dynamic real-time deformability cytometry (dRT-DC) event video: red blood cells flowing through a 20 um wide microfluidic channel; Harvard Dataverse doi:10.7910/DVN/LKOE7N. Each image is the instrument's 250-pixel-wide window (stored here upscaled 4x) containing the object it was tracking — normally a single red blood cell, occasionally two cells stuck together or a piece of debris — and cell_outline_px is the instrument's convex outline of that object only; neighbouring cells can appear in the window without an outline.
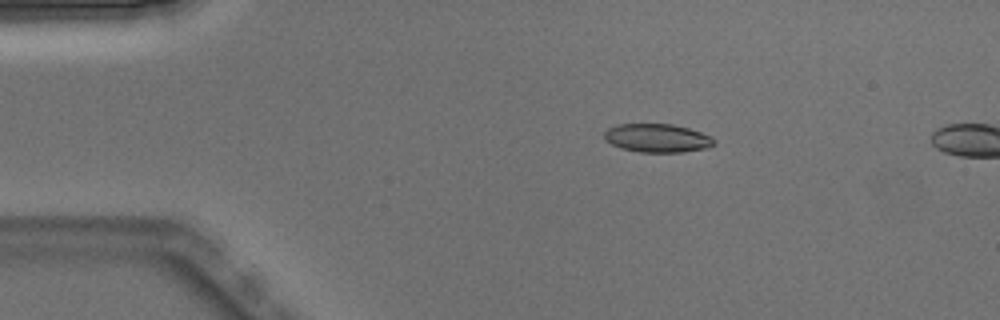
{"species": "Egyptian fruit bat (a non-hibernating species)", "species_latin": "Rousettus aegyptiacus", "temperature_condition": "warm", "stored_images_in_passage": 4, "camera_frame_rate_fps": 3000, "um_per_image_px": 0.085, "animal": {"sex": "male"}, "frame": {"image": 1, "passage_image": 3, "time_ms": 0.667, "image_size_px": [1000, 320], "cell_outline_px": [[716, 144], [708, 148], [684, 152], [640, 152], [620, 148], [604, 140], [604, 132], [608, 128], [616, 124], [672, 124], [688, 128], [712, 136], [716, 140]], "centroid_in_image_um": [55.88, 11.74], "position_along_channel_um": 29.1, "area_um2": 18.44}}